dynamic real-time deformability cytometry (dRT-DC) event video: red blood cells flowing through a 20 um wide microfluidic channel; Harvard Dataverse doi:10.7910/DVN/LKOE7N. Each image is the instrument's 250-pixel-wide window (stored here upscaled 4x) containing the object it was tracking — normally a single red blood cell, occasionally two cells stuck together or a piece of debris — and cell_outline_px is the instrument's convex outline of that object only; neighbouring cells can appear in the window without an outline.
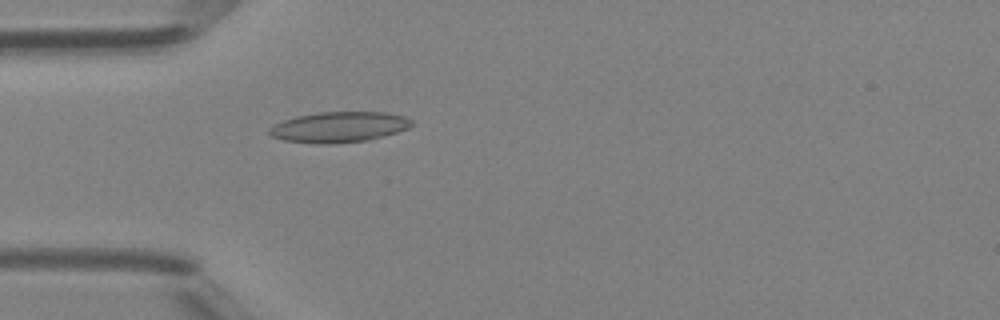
{"species": "Egyptian fruit bat (a non-hibernating species)", "species_latin": "Rousettus aegyptiacus", "temperature_condition": "room temperature", "stored_images_in_passage": 49, "camera_frame_rate_fps": 3000, "um_per_image_px": 0.085, "animal": {"sex": "female"}, "frame": {"image": 1, "passage_image": 15, "time_ms": 4.667, "image_size_px": [1000, 320], "cell_outline_px": [[412, 124], [408, 128], [384, 136], [364, 140], [332, 144], [320, 144], [284, 140], [272, 136], [268, 132], [268, 128], [284, 120], [296, 116], [316, 112], [384, 112], [404, 116], [412, 120]], "centroid_in_image_um": [28.8, 10.79], "position_along_channel_um": 56.2, "area_um2": 25.2}}
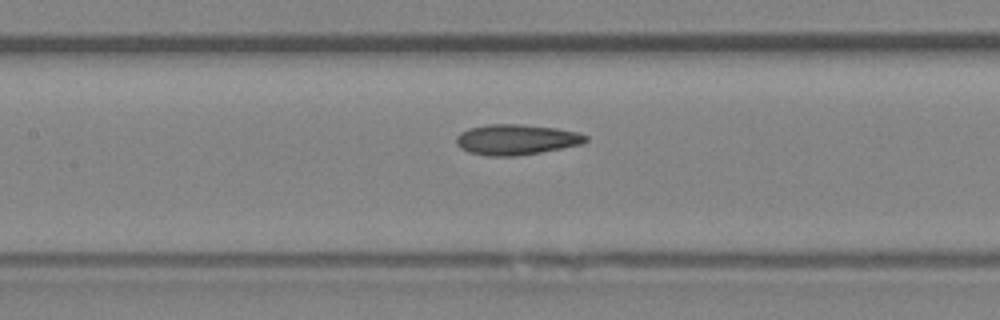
{"frame": {"image": 2, "passage_image": 23, "time_ms": 7.333, "image_size_px": [1000, 320], "cell_outline_px": [[588, 140], [584, 144], [540, 152], [516, 156], [488, 156], [468, 152], [460, 148], [456, 144], [456, 136], [460, 132], [468, 128], [488, 124], [520, 124], [556, 128], [580, 132], [588, 136]], "centroid_in_image_um": [43.89, 11.86], "position_along_channel_um": 163.5, "area_um2": 23.24}}
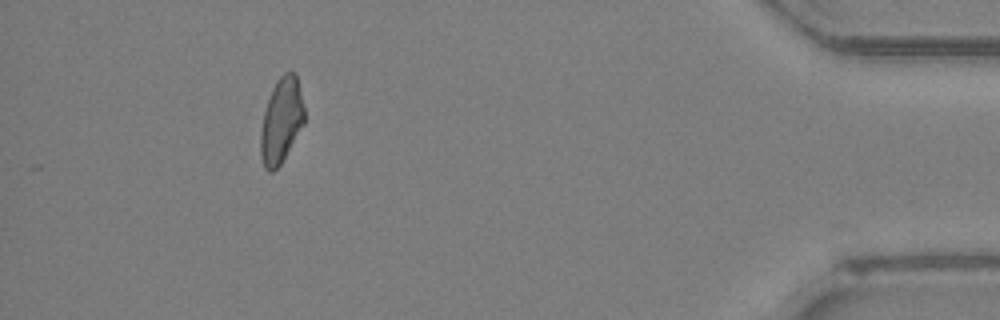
{"frame": {"image": 3, "passage_image": 45, "time_ms": 14.667, "image_size_px": [1000, 320], "cell_outline_px": [[304, 124], [280, 164], [272, 172], [268, 172], [264, 168], [260, 156], [260, 132], [264, 112], [272, 88], [276, 80], [284, 72], [296, 72], [304, 108]], "centroid_in_image_um": [23.9, 10.25], "position_along_channel_um": 411.3, "area_um2": 21.68}, "authors_computed_cell_mechanics": {"area_um2": 22.4264, "velocity_mm_per_s": 4.2089, "shape_relaxation_time_tau1_ms": 8.3679, "shape_relaxation_time_tau2_ms": 2.4848, "deformation_change_tau1": 0.1874, "deformation_change_tau2": 0.0923}}